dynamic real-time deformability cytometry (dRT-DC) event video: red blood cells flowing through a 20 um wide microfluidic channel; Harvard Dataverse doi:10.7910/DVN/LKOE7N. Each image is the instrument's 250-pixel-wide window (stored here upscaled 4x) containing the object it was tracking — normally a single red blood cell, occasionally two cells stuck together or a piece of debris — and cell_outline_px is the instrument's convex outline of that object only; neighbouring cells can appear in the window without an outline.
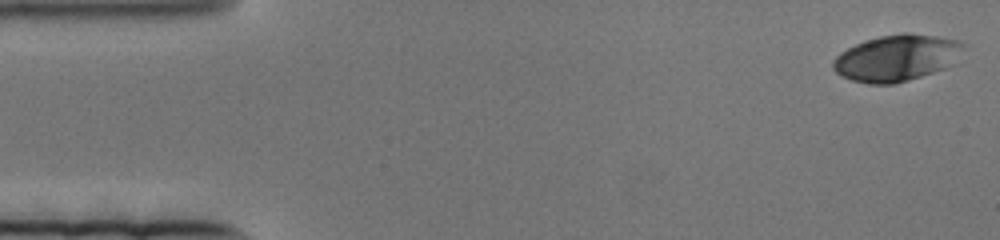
{"species": "human", "species_latin": "Homo sapiens", "temperature_condition": "cold", "stored_images_in_passage": 73, "camera_frame_rate_fps": 3000, "um_per_image_px": 0.085, "donor": {"sex": "female"}, "frame": {"image": 1, "passage_image": 1, "time_ms": 0.0, "image_size_px": [1000, 240], "cell_outline_px": [[968, 44], [944, 68], [896, 84], [868, 84], [852, 80], [836, 72], [832, 68], [832, 60], [840, 52], [856, 44], [880, 36], [904, 32], [908, 32], [936, 36], [960, 40]], "centroid_in_image_um": [76.18, 4.91], "position_along_channel_um": 8.8, "area_um2": 34.91}}
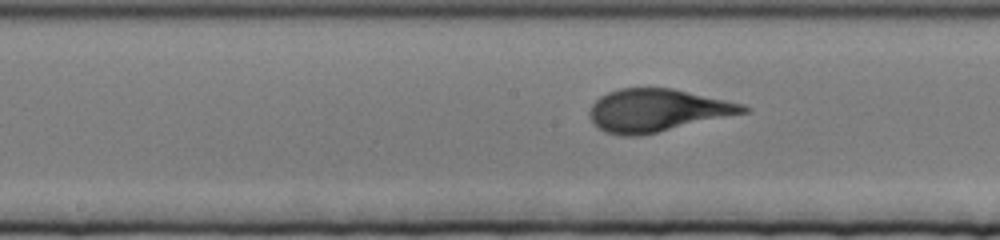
{"frame": {"image": 2, "passage_image": 39, "time_ms": 12.667, "image_size_px": [1000, 240], "cell_outline_px": [[752, 108], [748, 112], [640, 136], [620, 136], [604, 132], [588, 116], [588, 112], [592, 104], [600, 96], [608, 92], [620, 88], [672, 88], [744, 104]], "centroid_in_image_um": [55.85, 9.38], "position_along_channel_um": 192.3, "area_um2": 38.15}}
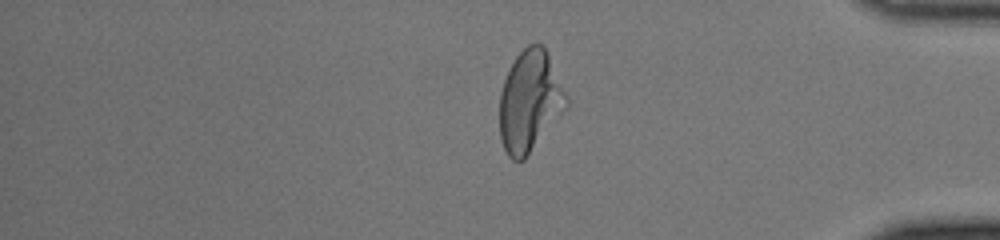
{"frame": {"image": 3, "passage_image": 67, "time_ms": 22.0, "image_size_px": [1000, 240], "cell_outline_px": [[568, 108], [524, 160], [512, 160], [508, 156], [504, 148], [500, 136], [500, 92], [504, 80], [516, 56], [528, 44], [544, 44], [548, 52], [568, 96]], "centroid_in_image_um": [45.06, 8.61], "position_along_channel_um": 390.1, "area_um2": 39.65}}